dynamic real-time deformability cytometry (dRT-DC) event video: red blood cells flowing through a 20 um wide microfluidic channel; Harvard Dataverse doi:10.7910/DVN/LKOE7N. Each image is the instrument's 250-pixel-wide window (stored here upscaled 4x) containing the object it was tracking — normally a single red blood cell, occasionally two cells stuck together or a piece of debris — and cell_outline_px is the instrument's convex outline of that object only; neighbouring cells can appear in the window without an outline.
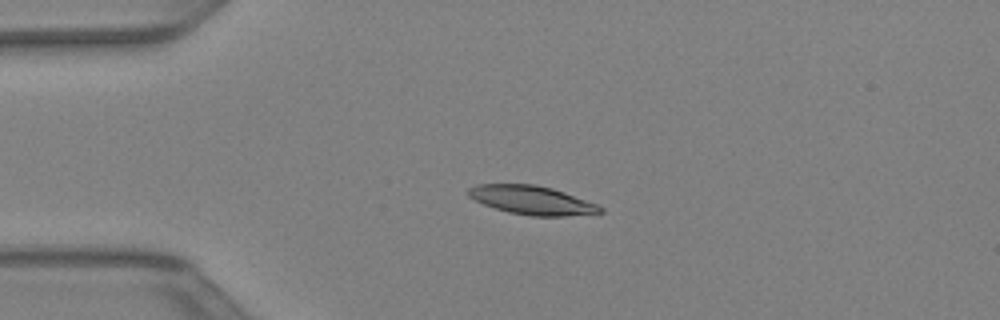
{"species": "Egyptian fruit bat (a non-hibernating species)", "species_latin": "Rousettus aegyptiacus", "temperature_condition": "warm", "stored_images_in_passage": 34, "camera_frame_rate_fps": 3000, "um_per_image_px": 0.085, "animal": {"sex": "female"}, "frame": {"image": 1, "passage_image": 1, "time_ms": 0.0, "image_size_px": [1000, 320], "cell_outline_px": [[604, 212], [564, 216], [532, 216], [508, 212], [484, 204], [468, 196], [468, 188], [476, 184], [536, 184], [552, 188], [564, 192], [596, 204], [604, 208]], "centroid_in_image_um": [45.2, 17.01], "position_along_channel_um": 39.8, "area_um2": 21.91}}
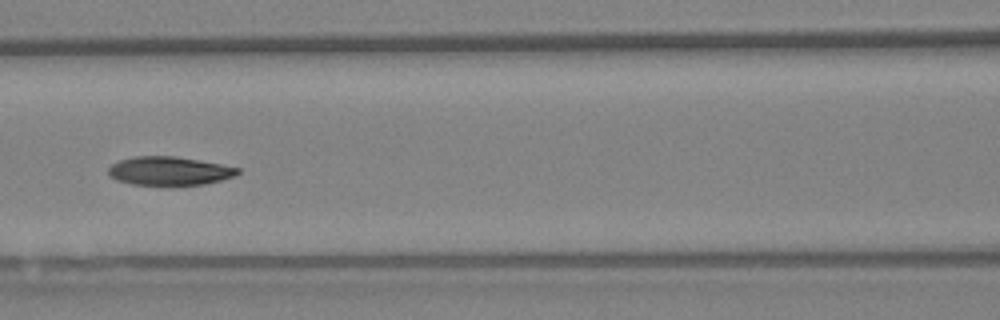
{"frame": {"image": 2, "passage_image": 10, "time_ms": 3.0, "image_size_px": [1000, 320], "cell_outline_px": [[240, 172], [236, 176], [204, 184], [168, 188], [132, 184], [116, 180], [108, 176], [108, 168], [112, 164], [120, 160], [136, 156], [176, 156], [220, 164], [240, 168]], "centroid_in_image_um": [14.37, 14.57], "position_along_channel_um": 152.2, "area_um2": 22.37}}
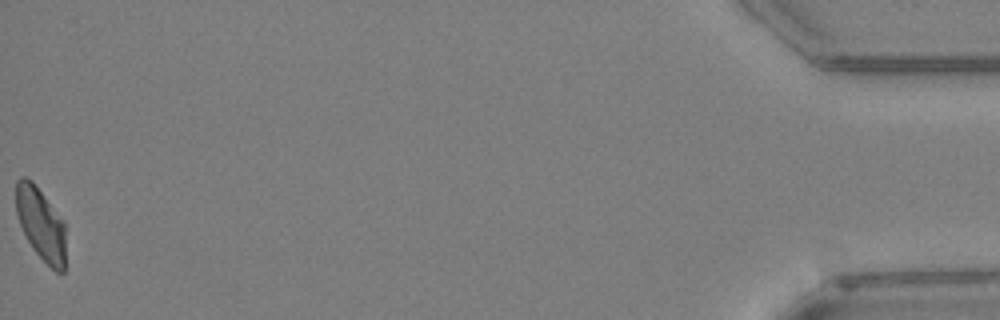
{"frame": {"image": 3, "passage_image": 34, "time_ms": 11.0, "image_size_px": [1000, 320], "cell_outline_px": [[64, 272], [56, 272], [32, 248], [20, 224], [16, 212], [16, 180], [20, 176], [24, 176], [32, 180], [64, 220]], "centroid_in_image_um": [3.46, 18.98], "position_along_channel_um": 431.7, "area_um2": 20.81}}